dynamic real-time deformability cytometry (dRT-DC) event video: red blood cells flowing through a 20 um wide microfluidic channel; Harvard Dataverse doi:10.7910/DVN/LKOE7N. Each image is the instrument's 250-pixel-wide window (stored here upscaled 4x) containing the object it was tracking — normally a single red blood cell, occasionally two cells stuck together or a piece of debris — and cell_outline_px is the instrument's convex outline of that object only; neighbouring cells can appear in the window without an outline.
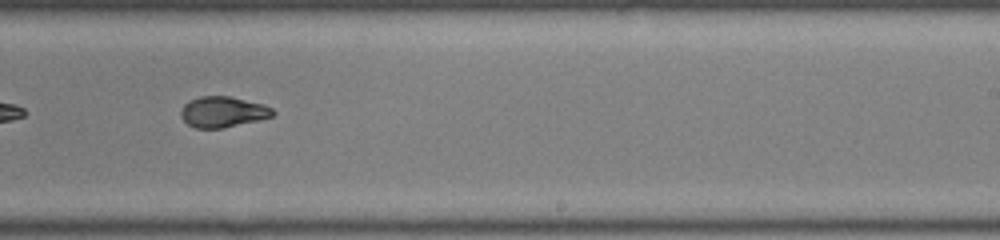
{"species": "common noctule bat (a hibernating species)", "species_latin": "Nyctalus noctula", "temperature_condition": "room temperature", "stored_images_in_passage": 35, "camera_frame_rate_fps": 3000, "um_per_image_px": 0.085, "animal": {"sex": "male", "body_mass_g": 19.0, "forearm_length_mm": 50.8}, "frame": {"image": 1, "passage_image": 16, "time_ms": 5.0, "image_size_px": [1000, 240], "cell_outline_px": [[276, 112], [272, 116], [260, 120], [224, 128], [196, 128], [188, 124], [180, 116], [180, 112], [184, 104], [188, 100], [200, 96], [228, 96], [264, 104], [272, 108]], "centroid_in_image_um": [18.94, 9.51], "position_along_channel_um": 270.1, "area_um2": 16.59}}